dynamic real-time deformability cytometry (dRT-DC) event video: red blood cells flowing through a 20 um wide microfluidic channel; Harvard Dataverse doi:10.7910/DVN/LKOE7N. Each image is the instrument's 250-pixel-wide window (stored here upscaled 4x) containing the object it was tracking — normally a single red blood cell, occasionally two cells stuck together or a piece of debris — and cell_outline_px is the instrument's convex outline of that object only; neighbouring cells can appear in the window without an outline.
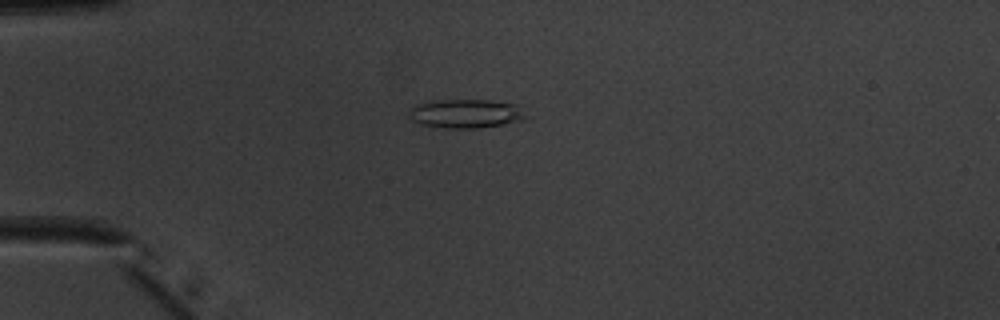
{"species": "common noctule bat (a hibernating species)", "species_latin": "Nyctalus noctula", "temperature_condition": "warm", "stored_images_in_passage": 42, "camera_frame_rate_fps": 3000, "um_per_image_px": 0.085, "animal": {"sex": "male", "body_mass_g": 20.1, "forearm_length_mm": 53.5}, "frame": {"image": 1, "passage_image": 5, "time_ms": 1.333, "image_size_px": [1000, 320], "cell_outline_px": [[528, 116], [524, 120], [504, 124], [476, 128], [444, 128], [420, 124], [412, 120], [408, 112], [412, 104], [432, 100], [492, 100], [516, 104]], "centroid_in_image_um": [39.57, 9.65], "position_along_channel_um": 45.4, "area_um2": 19.94}}
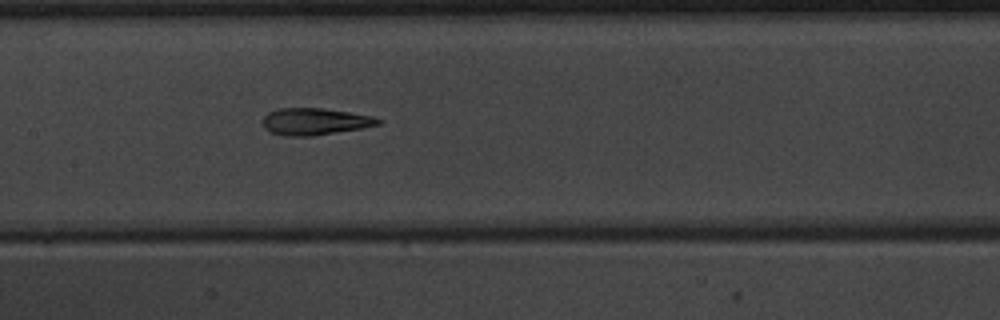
{"frame": {"image": 2, "passage_image": 17, "time_ms": 5.333, "image_size_px": [1000, 320], "cell_outline_px": [[384, 120], [380, 124], [364, 128], [312, 136], [284, 136], [268, 132], [264, 128], [264, 116], [268, 112], [280, 108], [320, 108], [348, 112], [372, 116]], "centroid_in_image_um": [26.77, 10.34], "position_along_channel_um": 180.6, "area_um2": 18.15}}
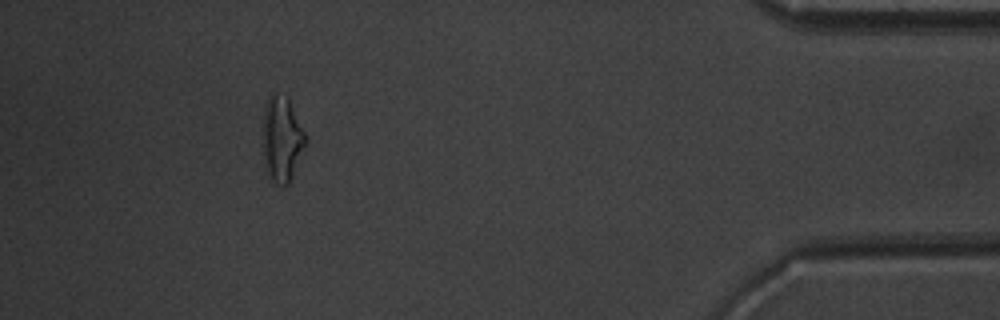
{"frame": {"image": 3, "passage_image": 38, "time_ms": 12.333, "image_size_px": [1000, 320], "cell_outline_px": [[304, 144], [288, 184], [276, 184], [272, 180], [264, 164], [264, 104], [268, 96], [272, 92], [276, 92], [288, 96], [304, 132]], "centroid_in_image_um": [23.92, 11.72], "position_along_channel_um": 411.3, "area_um2": 20.52}, "authors_computed_cell_mechanics": {"area_um2": 18.5538, "velocity_mm_per_s": 4.0098, "shape_relaxation_time_tau1_ms": 6.5302, "shape_relaxation_time_tau2_ms": 1.4834, "deformation_change_tau1": 0.1947, "deformation_change_tau2": 0.0971}}